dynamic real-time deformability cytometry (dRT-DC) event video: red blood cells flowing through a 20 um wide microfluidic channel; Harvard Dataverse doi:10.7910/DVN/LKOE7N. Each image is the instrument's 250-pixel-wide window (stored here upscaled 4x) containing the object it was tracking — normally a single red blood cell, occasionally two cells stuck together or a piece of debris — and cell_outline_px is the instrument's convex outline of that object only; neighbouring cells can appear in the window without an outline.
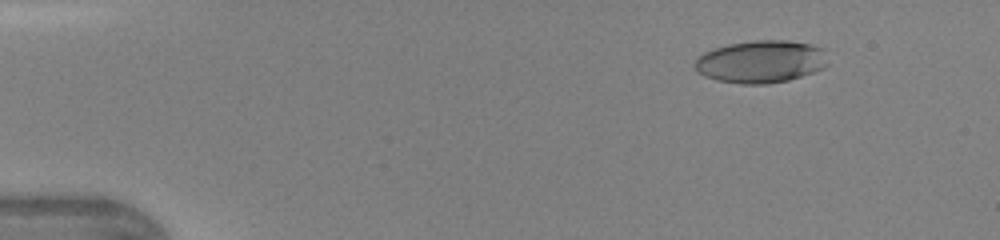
{"species": "human", "species_latin": "Homo sapiens", "temperature_condition": "warm", "stored_images_in_passage": 7, "camera_frame_rate_fps": 3000, "um_per_image_px": 0.085, "donor": {"sex": "female"}, "frame": {"image": 1, "passage_image": 6, "time_ms": 1.667, "image_size_px": [1000, 240], "cell_outline_px": [[828, 64], [812, 72], [788, 80], [768, 84], [740, 84], [716, 80], [704, 76], [696, 68], [696, 56], [704, 52], [728, 44], [756, 40], [788, 40], [812, 44], [824, 48]], "centroid_in_image_um": [64.69, 5.23], "position_along_channel_um": 20.3, "area_um2": 32.95}}